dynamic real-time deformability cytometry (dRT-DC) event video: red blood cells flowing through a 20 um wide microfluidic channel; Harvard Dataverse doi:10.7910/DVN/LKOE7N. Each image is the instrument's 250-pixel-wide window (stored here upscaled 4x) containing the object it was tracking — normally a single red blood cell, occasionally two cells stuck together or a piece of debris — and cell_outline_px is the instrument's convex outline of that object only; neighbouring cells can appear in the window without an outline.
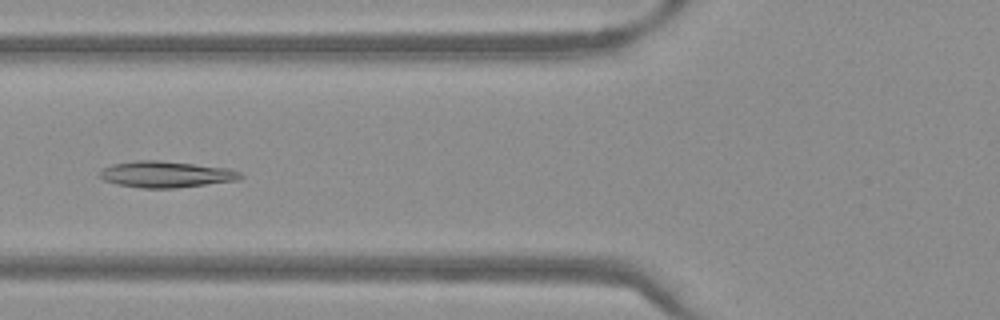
{"species": "Egyptian fruit bat (a non-hibernating species)", "species_latin": "Rousettus aegyptiacus", "temperature_condition": "warm", "stored_images_in_passage": 51, "camera_frame_rate_fps": 3000, "um_per_image_px": 0.085, "frame": {"image": 1, "passage_image": 20, "time_ms": 6.333, "image_size_px": [1000, 320], "cell_outline_px": [[244, 176], [240, 180], [176, 188], [144, 188], [116, 184], [104, 180], [100, 176], [100, 172], [104, 168], [112, 164], [136, 160], [160, 160], [228, 168], [240, 172]], "centroid_in_image_um": [14.14, 14.82], "position_along_channel_um": 111.7, "area_um2": 21.56}}
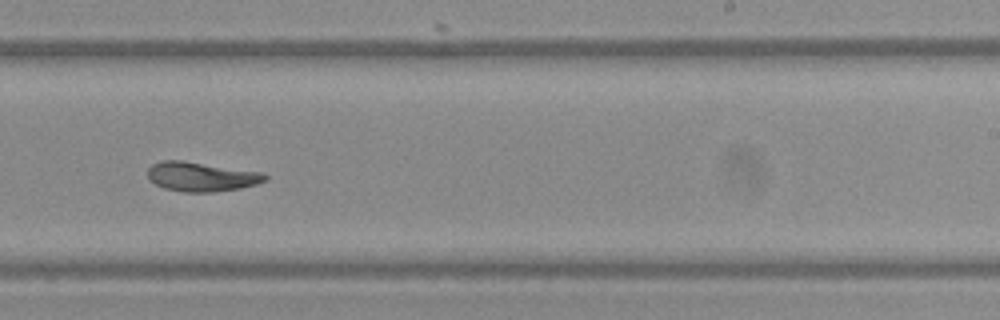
{"frame": {"image": 2, "passage_image": 32, "time_ms": 10.333, "image_size_px": [1000, 320], "cell_outline_px": [[268, 180], [256, 184], [240, 188], [212, 192], [184, 192], [164, 188], [148, 180], [148, 168], [152, 164], [164, 160], [184, 160], [264, 172], [268, 176]], "centroid_in_image_um": [17.13, 15.0], "position_along_channel_um": 271.9, "area_um2": 20.35}}
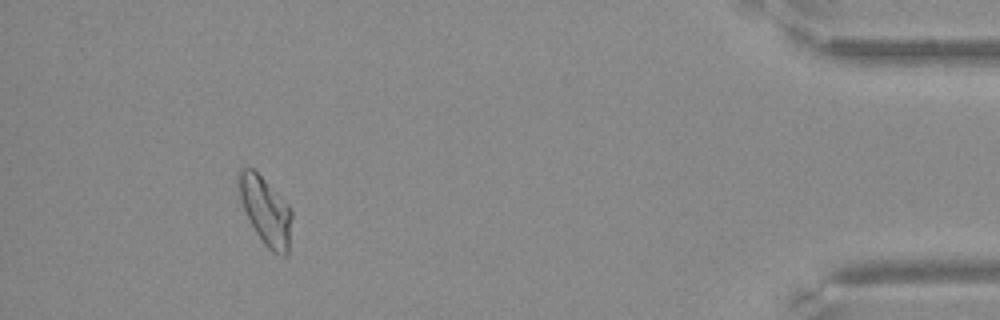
{"frame": {"image": 3, "passage_image": 47, "time_ms": 15.333, "image_size_px": [1000, 320], "cell_outline_px": [[292, 216], [288, 256], [284, 256], [272, 252], [264, 244], [256, 232], [244, 208], [236, 184], [236, 176], [240, 168], [252, 168], [288, 204], [292, 212]], "centroid_in_image_um": [22.57, 17.92], "position_along_channel_um": 412.6, "area_um2": 20.81}}